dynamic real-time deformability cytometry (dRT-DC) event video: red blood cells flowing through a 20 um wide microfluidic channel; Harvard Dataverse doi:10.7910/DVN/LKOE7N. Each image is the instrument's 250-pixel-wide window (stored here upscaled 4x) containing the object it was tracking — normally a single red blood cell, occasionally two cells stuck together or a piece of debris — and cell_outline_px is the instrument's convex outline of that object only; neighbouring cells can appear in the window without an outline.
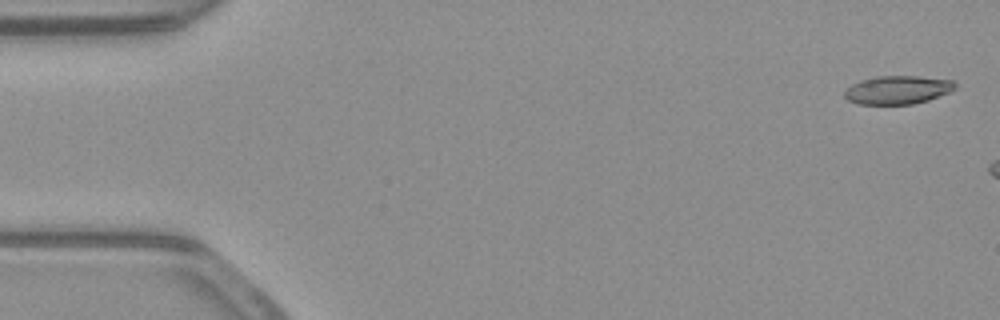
{"species": "common noctule bat (a hibernating species)", "species_latin": "Nyctalus noctula", "temperature_condition": "warm", "stored_images_in_passage": 6, "camera_frame_rate_fps": 3000, "um_per_image_px": 0.085, "animal": {"sex": "male", "body_mass_g": 23.1, "forearm_length_mm": 52.7}, "frame": {"image": 1, "passage_image": 1, "time_ms": 0.0, "image_size_px": [1000, 320], "cell_outline_px": [[956, 88], [948, 92], [928, 100], [912, 104], [856, 104], [848, 100], [844, 96], [844, 92], [852, 84], [860, 80], [876, 76], [916, 76], [952, 80], [956, 84]], "centroid_in_image_um": [76.27, 7.64], "position_along_channel_um": 8.7, "area_um2": 18.21}}